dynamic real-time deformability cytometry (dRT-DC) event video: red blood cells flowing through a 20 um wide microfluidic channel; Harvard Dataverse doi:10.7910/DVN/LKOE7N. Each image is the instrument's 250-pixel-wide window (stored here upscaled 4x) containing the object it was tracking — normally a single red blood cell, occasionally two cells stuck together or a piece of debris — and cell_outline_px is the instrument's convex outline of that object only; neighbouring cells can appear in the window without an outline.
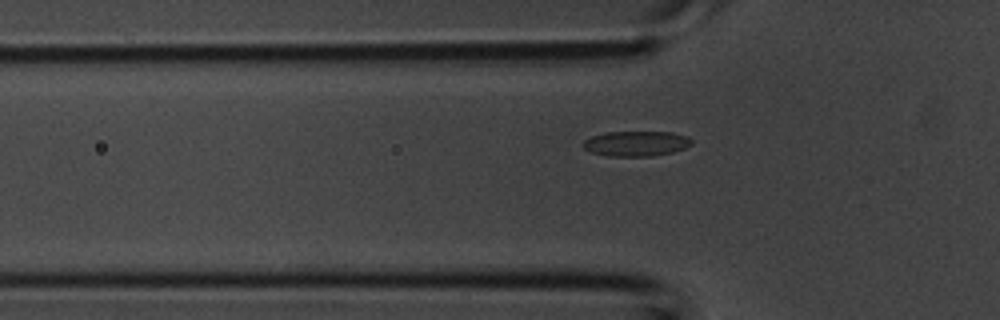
{"species": "common noctule bat (a hibernating species)", "species_latin": "Nyctalus noctula", "temperature_condition": "room temperature", "stored_images_in_passage": 4, "camera_frame_rate_fps": 3000, "um_per_image_px": 0.085, "animal": {"sex": "male", "body_mass_g": 20.1, "forearm_length_mm": 53.5}, "frame": {"image": 1, "passage_image": 4, "time_ms": 1.0, "image_size_px": [1000, 320], "cell_outline_px": [[692, 144], [684, 148], [672, 152], [652, 156], [608, 156], [592, 152], [584, 148], [584, 140], [592, 136], [604, 132], [672, 132], [688, 136], [692, 140]], "centroid_in_image_um": [54.09, 12.2], "position_along_channel_um": 71.7, "area_um2": 15.84}}